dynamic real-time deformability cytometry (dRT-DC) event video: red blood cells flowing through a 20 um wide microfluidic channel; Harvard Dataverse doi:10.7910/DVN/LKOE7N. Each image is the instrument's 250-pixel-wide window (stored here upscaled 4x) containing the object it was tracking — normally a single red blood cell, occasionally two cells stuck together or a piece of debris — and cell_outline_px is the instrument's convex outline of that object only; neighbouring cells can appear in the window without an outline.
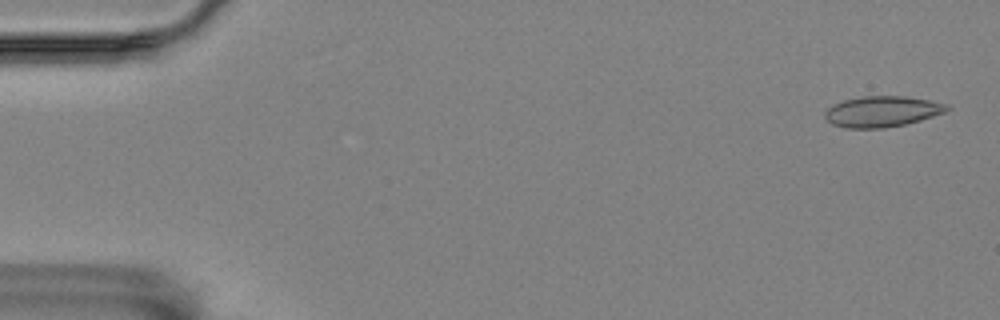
{"species": "Egyptian fruit bat (a non-hibernating species)", "species_latin": "Rousettus aegyptiacus", "temperature_condition": "room temperature", "stored_images_in_passage": 8, "camera_frame_rate_fps": 3000, "um_per_image_px": 0.085, "animal": {"sex": "female"}, "frame": {"image": 1, "passage_image": 2, "time_ms": 0.333, "image_size_px": [1000, 320], "cell_outline_px": [[952, 108], [944, 112], [920, 120], [904, 124], [884, 128], [848, 128], [832, 124], [824, 116], [824, 112], [832, 104], [844, 100], [864, 96], [904, 96], [928, 100], [948, 104]], "centroid_in_image_um": [74.97, 9.47], "position_along_channel_um": 10.0, "area_um2": 21.79}}